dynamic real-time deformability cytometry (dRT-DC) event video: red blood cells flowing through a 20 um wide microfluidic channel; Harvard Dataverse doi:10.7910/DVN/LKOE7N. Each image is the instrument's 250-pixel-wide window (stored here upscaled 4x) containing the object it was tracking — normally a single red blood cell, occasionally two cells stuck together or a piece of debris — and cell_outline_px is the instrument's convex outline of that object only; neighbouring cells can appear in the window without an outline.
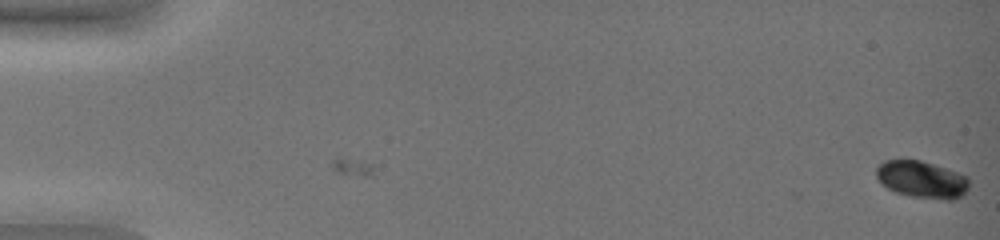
{"species": "common noctule bat (a hibernating species)", "species_latin": "Nyctalus noctula", "temperature_condition": "warm", "stored_images_in_passage": 5, "camera_frame_rate_fps": 3000, "um_per_image_px": 0.085, "animal": {"sex": "female", "body_mass_g": 19.0, "forearm_length_mm": 51.5}, "frame": {"image": 1, "passage_image": 5, "time_ms": 1.333, "image_size_px": [1000, 240], "cell_outline_px": [[968, 188], [956, 200], [944, 200], [912, 196], [896, 192], [888, 188], [876, 176], [876, 168], [884, 160], [920, 160], [968, 176]], "centroid_in_image_um": [78.36, 15.26], "position_along_channel_um": 6.6, "area_um2": 19.77}}